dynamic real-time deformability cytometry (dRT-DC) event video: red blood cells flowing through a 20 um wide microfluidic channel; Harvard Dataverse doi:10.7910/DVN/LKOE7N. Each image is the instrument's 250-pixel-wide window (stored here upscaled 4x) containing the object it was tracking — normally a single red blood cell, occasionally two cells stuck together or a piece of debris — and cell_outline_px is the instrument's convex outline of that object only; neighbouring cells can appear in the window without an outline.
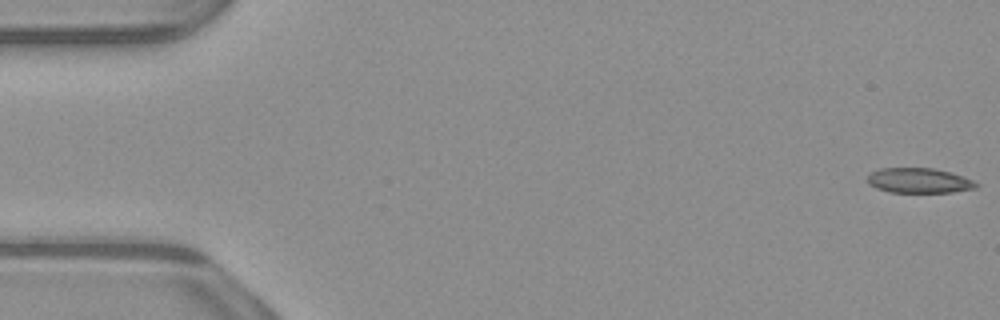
{"species": "common noctule bat (a hibernating species)", "species_latin": "Nyctalus noctula", "temperature_condition": "warm", "stored_images_in_passage": 51, "camera_frame_rate_fps": 3000, "um_per_image_px": 0.085, "animal": {"sex": "male", "body_mass_g": 23.1, "forearm_length_mm": 52.7}, "frame": {"image": 1, "passage_image": 1, "time_ms": 0.0, "image_size_px": [1000, 320], "cell_outline_px": [[980, 184], [976, 188], [952, 192], [888, 192], [876, 188], [868, 184], [868, 176], [872, 172], [880, 168], [932, 168], [964, 176]], "centroid_in_image_um": [78.12, 15.35], "position_along_channel_um": 6.9, "area_um2": 15.78}}
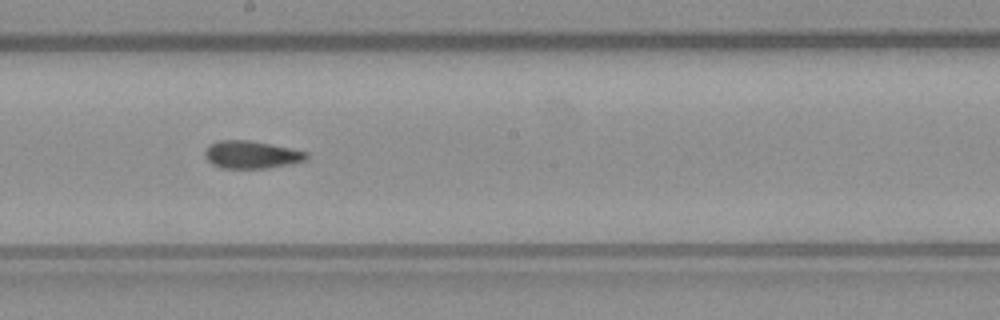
{"frame": {"image": 2, "passage_image": 29, "time_ms": 9.333, "image_size_px": [1000, 320], "cell_outline_px": [[308, 160], [292, 164], [268, 168], [220, 168], [212, 164], [204, 156], [204, 152], [208, 144], [220, 140], [248, 140], [308, 152]], "centroid_in_image_um": [21.36, 13.16], "position_along_channel_um": 226.8, "area_um2": 16.42}}
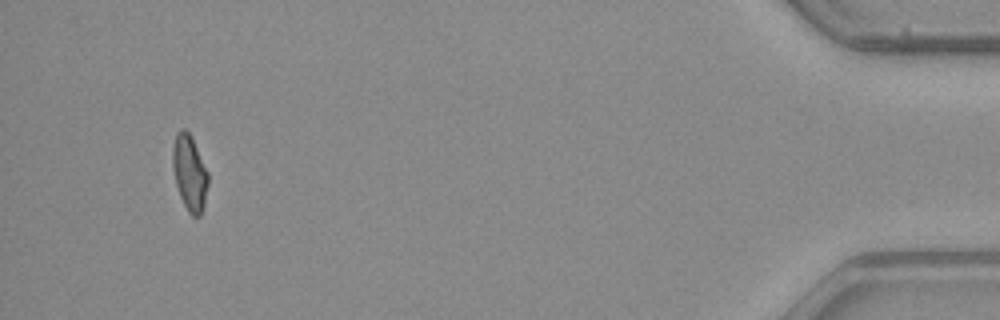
{"frame": {"image": 3, "passage_image": 50, "time_ms": 16.333, "image_size_px": [1000, 320], "cell_outline_px": [[208, 184], [204, 204], [200, 216], [192, 216], [188, 212], [180, 196], [176, 184], [172, 168], [172, 148], [176, 132], [180, 128], [184, 128], [192, 136], [208, 172]], "centroid_in_image_um": [16.1, 14.65], "position_along_channel_um": 419.1, "area_um2": 15.78}}